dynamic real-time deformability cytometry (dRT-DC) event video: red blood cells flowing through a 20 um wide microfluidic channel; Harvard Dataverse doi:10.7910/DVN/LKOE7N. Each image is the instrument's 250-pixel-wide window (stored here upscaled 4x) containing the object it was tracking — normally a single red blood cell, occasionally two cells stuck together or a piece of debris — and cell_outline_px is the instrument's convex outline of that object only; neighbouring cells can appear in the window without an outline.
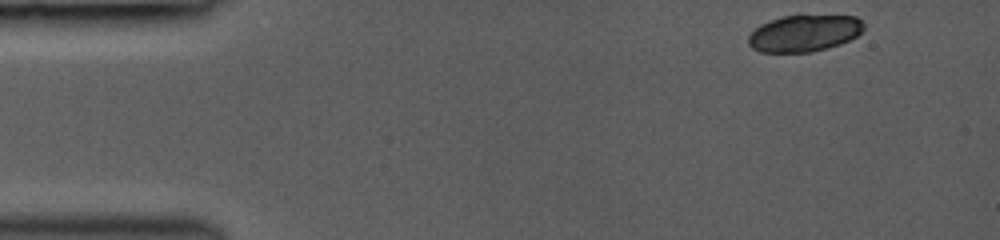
{"species": "common noctule bat (a hibernating species)", "species_latin": "Nyctalus noctula", "temperature_condition": "room temperature", "stored_images_in_passage": 10, "camera_frame_rate_fps": 3000, "um_per_image_px": 0.085, "animal": {"sex": "female", "body_mass_g": 19.0, "forearm_length_mm": 53.3}, "frame": {"image": 1, "passage_image": 1, "time_ms": 0.0, "image_size_px": [1000, 240], "cell_outline_px": [[864, 28], [856, 36], [840, 44], [812, 52], [760, 52], [752, 48], [748, 44], [748, 36], [760, 24], [784, 16], [856, 16], [864, 24]], "centroid_in_image_um": [68.34, 2.84], "position_along_channel_um": 16.7, "area_um2": 24.39}}